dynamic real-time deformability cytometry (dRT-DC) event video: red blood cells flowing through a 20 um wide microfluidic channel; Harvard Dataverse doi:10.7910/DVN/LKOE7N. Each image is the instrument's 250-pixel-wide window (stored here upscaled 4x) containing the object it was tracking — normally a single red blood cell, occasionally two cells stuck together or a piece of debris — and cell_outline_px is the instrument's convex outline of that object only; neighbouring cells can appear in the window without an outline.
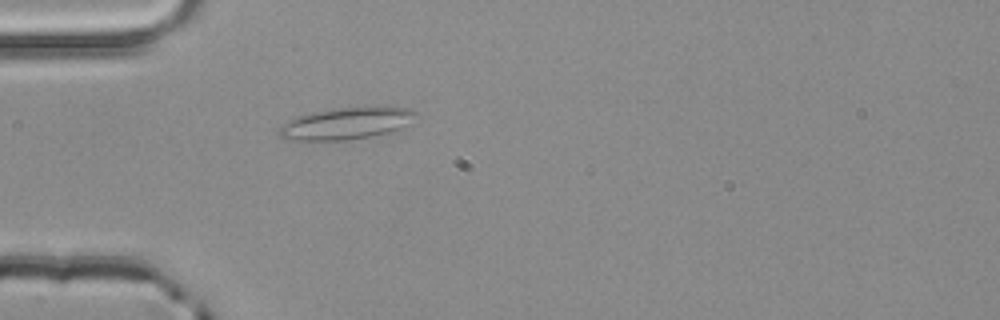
{"species": "common noctule bat (a hibernating species)", "species_latin": "Nyctalus noctula", "temperature_condition": "room temperature", "stored_images_in_passage": 2, "camera_frame_rate_fps": 3000, "um_per_image_px": 0.085, "animal": {"sex": "male", "body_mass_g": 20.4}, "frame": {"image": 1, "passage_image": 2, "time_ms": 0.333, "image_size_px": [1000, 320], "cell_outline_px": [[420, 112], [400, 128], [388, 132], [348, 140], [288, 140], [280, 136], [280, 128], [284, 124], [300, 116], [316, 112], [340, 108], [372, 104], [384, 104], [412, 108]], "centroid_in_image_um": [29.56, 10.44], "position_along_channel_um": 55.4, "area_um2": 25.49}}